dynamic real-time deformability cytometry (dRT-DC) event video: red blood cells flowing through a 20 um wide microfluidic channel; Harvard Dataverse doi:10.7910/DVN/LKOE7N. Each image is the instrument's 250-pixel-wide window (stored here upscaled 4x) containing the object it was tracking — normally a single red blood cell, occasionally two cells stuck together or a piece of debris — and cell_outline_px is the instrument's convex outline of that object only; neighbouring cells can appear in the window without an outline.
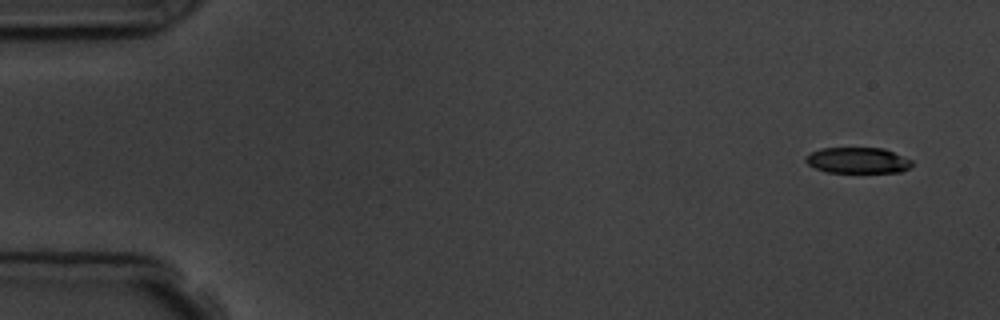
{"species": "common noctule bat (a hibernating species)", "species_latin": "Nyctalus noctula", "temperature_condition": "room temperature", "stored_images_in_passage": 6, "camera_frame_rate_fps": 3000, "um_per_image_px": 0.085, "animal": {"sex": "male", "body_mass_g": 19.5, "forearm_length_mm": 54.6}, "frame": {"image": 1, "passage_image": 1, "time_ms": 0.0, "image_size_px": [1000, 320], "cell_outline_px": [[912, 164], [908, 168], [900, 172], [824, 172], [808, 164], [804, 160], [804, 156], [820, 148], [884, 148], [912, 160]], "centroid_in_image_um": [72.87, 13.63], "position_along_channel_um": 12.1, "area_um2": 16.01}}
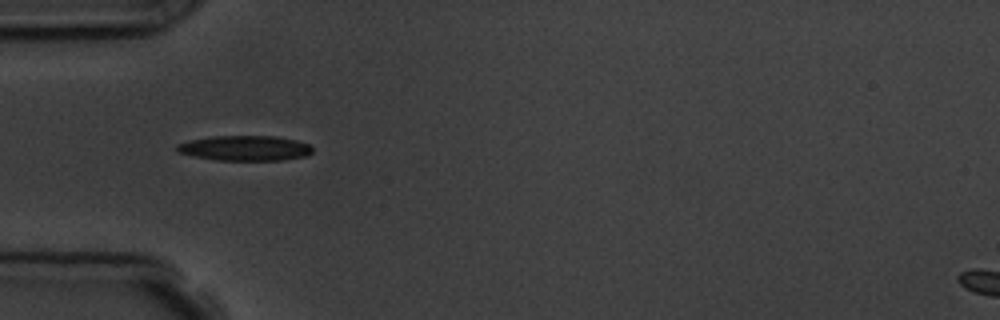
{"frame": {"image": 2, "passage_image": 5, "time_ms": 4.667, "image_size_px": [1000, 320], "cell_outline_px": [[312, 152], [304, 156], [284, 160], [216, 160], [192, 156], [180, 152], [176, 148], [176, 144], [192, 140], [212, 136], [276, 136], [296, 140], [308, 144], [312, 148]], "centroid_in_image_um": [20.83, 12.59], "position_along_channel_um": 64.2, "area_um2": 19.71}}